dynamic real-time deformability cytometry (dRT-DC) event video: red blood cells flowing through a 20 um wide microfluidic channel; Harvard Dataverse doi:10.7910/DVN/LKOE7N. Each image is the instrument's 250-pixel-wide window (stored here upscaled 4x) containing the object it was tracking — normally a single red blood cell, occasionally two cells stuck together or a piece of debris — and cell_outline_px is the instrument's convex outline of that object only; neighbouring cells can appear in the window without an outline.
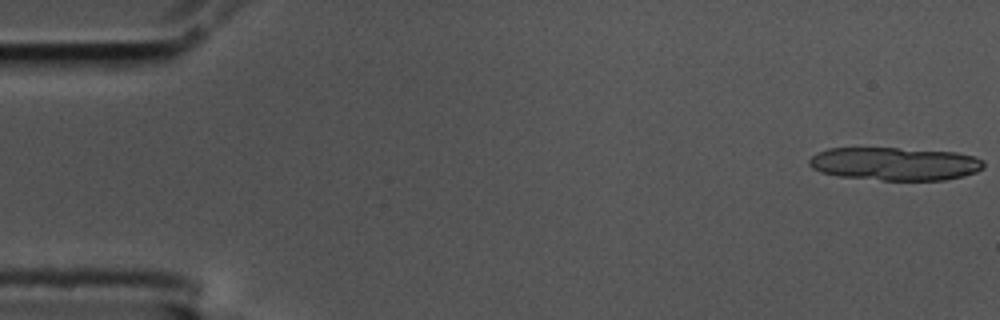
{"species": "common noctule bat (a hibernating species)", "species_latin": "Nyctalus noctula", "temperature_condition": "cold", "stored_images_in_passage": 13, "camera_frame_rate_fps": 3000, "um_per_image_px": 0.085, "animal": {"sex": "male", "body_mass_g": 17.5, "forearm_length_mm": 52.3}, "frame": {"image": 1, "passage_image": 1, "time_ms": 0.0, "image_size_px": [1000, 320], "cell_outline_px": [[984, 168], [976, 172], [964, 176], [944, 180], [880, 180], [840, 176], [820, 172], [812, 168], [808, 164], [808, 160], [812, 156], [828, 148], [896, 148], [956, 152], [972, 156], [984, 160]], "centroid_in_image_um": [76.07, 13.92], "position_along_channel_um": 8.9, "area_um2": 33.7}}